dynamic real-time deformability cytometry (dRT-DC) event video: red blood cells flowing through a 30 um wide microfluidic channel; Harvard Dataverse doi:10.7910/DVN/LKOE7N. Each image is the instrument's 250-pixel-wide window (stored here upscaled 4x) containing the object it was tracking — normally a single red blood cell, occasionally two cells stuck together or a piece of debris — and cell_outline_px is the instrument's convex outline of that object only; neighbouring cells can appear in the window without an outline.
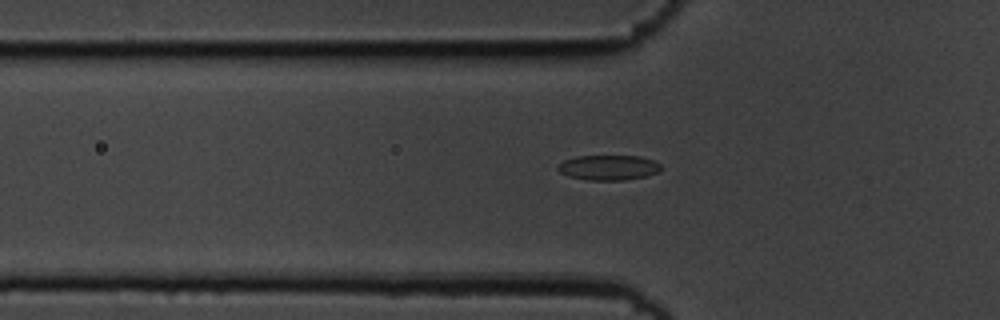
{"species": "common noctule bat (a hibernating species)", "species_latin": "Nyctalus noctula", "temperature_condition": "cold", "stored_images_in_passage": 38, "camera_frame_rate_fps": 3000, "um_per_image_px": 0.085, "animal": {"sex": "male", "body_mass_g": 19.5, "forearm_length_mm": 54.6}, "frame": {"image": 1, "passage_image": 8, "time_ms": 2.333, "image_size_px": [1000, 320], "cell_outline_px": [[664, 168], [660, 172], [644, 176], [624, 180], [588, 180], [568, 176], [560, 172], [556, 168], [564, 160], [576, 156], [640, 156], [652, 160], [660, 164]], "centroid_in_image_um": [51.75, 14.24], "position_along_channel_um": 74.1, "area_um2": 15.09}}
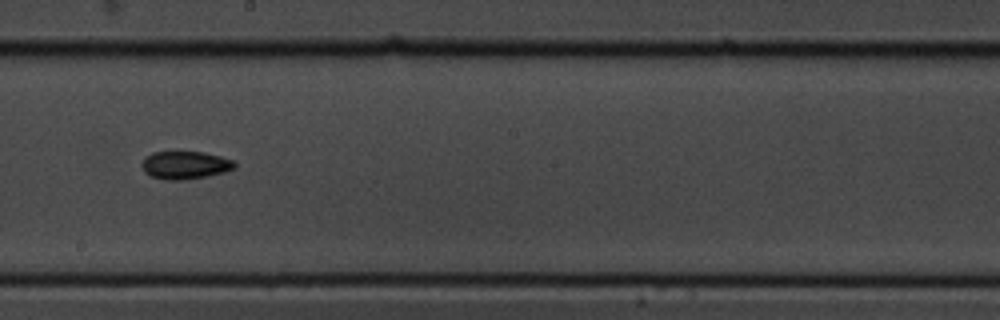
{"frame": {"image": 2, "passage_image": 21, "time_ms": 6.667, "image_size_px": [1000, 320], "cell_outline_px": [[236, 168], [224, 172], [208, 176], [184, 180], [164, 180], [152, 176], [144, 172], [140, 164], [144, 156], [152, 152], [204, 152], [220, 156], [232, 160], [236, 164]], "centroid_in_image_um": [15.7, 14.03], "position_along_channel_um": 232.5, "area_um2": 15.26}}
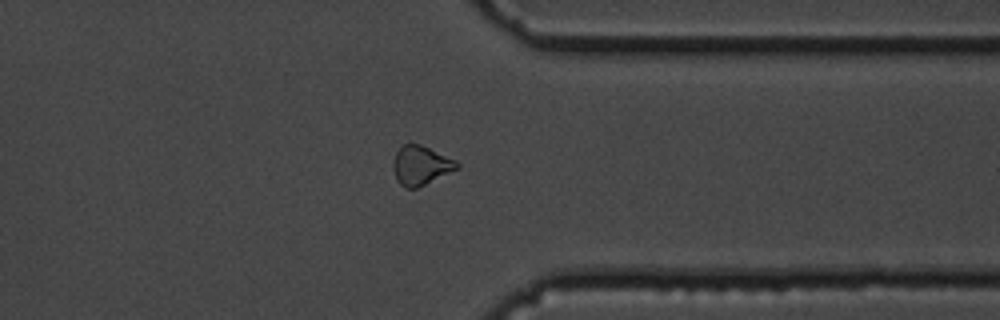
{"frame": {"image": 3, "passage_image": 33, "time_ms": 10.667, "image_size_px": [1000, 320], "cell_outline_px": [[460, 168], [416, 188], [404, 188], [396, 180], [392, 168], [392, 160], [396, 152], [404, 144], [420, 144], [456, 160], [460, 164]], "centroid_in_image_um": [35.75, 14.06], "position_along_channel_um": 375.6, "area_um2": 14.62}}